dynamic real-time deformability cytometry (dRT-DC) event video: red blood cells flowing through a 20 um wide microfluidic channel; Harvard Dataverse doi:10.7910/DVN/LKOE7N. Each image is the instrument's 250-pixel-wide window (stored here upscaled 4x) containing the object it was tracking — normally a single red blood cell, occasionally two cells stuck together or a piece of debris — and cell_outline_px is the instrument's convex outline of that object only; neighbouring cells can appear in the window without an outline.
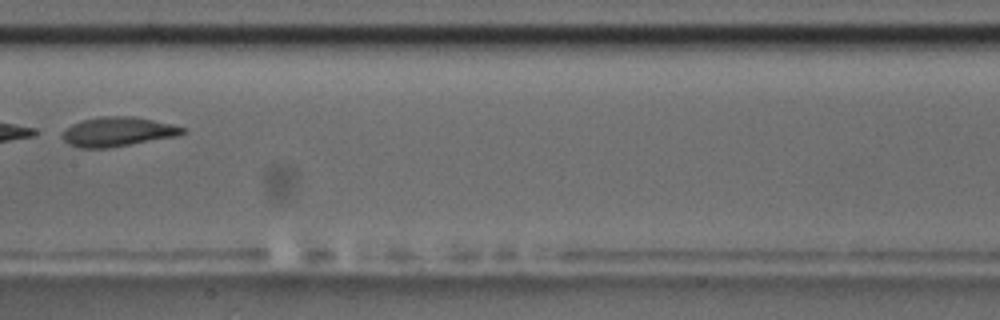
{"species": "common noctule bat (a hibernating species)", "species_latin": "Nyctalus noctula", "temperature_condition": "room temperature", "stored_images_in_passage": 12, "camera_frame_rate_fps": 3000, "um_per_image_px": 0.085, "animal": {"sex": "male", "body_mass_g": 17.5, "forearm_length_mm": 52.3}, "frame": {"image": 1, "passage_image": 9, "time_ms": 9.333, "image_size_px": [1000, 320], "cell_outline_px": [[188, 132], [180, 136], [108, 148], [80, 148], [68, 144], [60, 136], [60, 132], [72, 124], [84, 120], [100, 116], [132, 116], [172, 124], [184, 128]], "centroid_in_image_um": [10.01, 11.2], "position_along_channel_um": 197.4, "area_um2": 20.81}}